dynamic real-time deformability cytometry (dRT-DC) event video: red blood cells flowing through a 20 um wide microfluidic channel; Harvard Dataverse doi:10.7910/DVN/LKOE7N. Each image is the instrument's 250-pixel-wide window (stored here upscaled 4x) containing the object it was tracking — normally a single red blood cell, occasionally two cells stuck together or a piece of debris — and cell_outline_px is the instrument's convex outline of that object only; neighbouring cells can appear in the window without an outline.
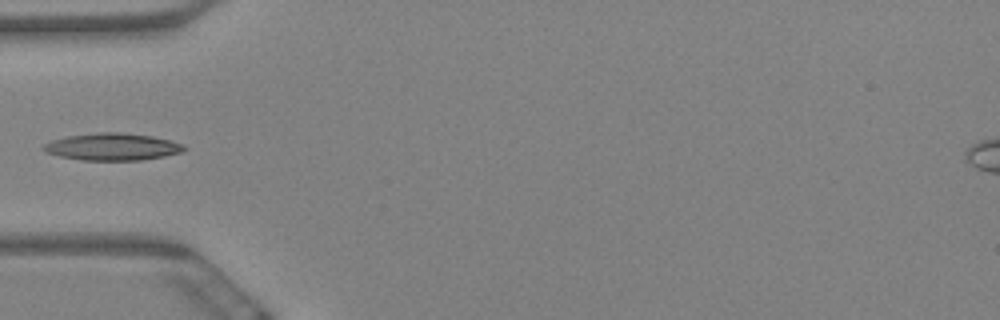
{"species": "Egyptian fruit bat (a non-hibernating species)", "species_latin": "Rousettus aegyptiacus", "temperature_condition": "warm", "stored_images_in_passage": 11, "camera_frame_rate_fps": 3000, "um_per_image_px": 0.085, "animal": {"sex": "female"}, "frame": {"image": 1, "passage_image": 5, "time_ms": 1.333, "image_size_px": [1000, 320], "cell_outline_px": [[188, 148], [184, 152], [164, 156], [140, 160], [80, 160], [60, 156], [44, 152], [40, 148], [44, 144], [52, 140], [68, 136], [100, 132], [120, 132], [152, 136], [168, 140], [180, 144]], "centroid_in_image_um": [9.53, 12.48], "position_along_channel_um": 75.5, "area_um2": 22.2}}
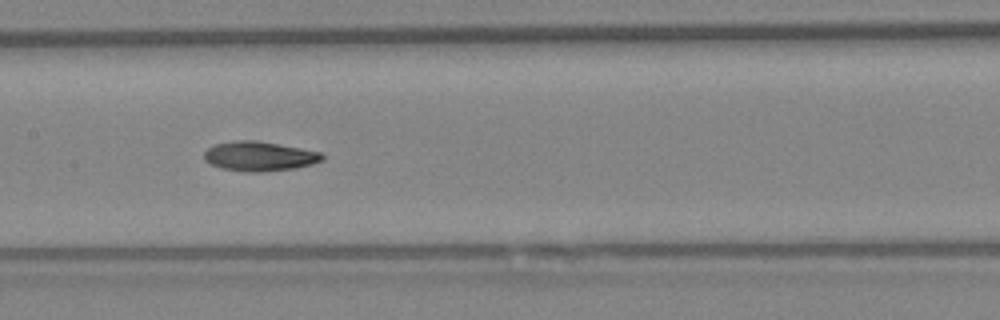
{"frame": {"image": 2, "passage_image": 8, "time_ms": 2.333, "image_size_px": [1000, 320], "cell_outline_px": [[324, 160], [312, 164], [296, 168], [260, 172], [244, 172], [220, 168], [204, 160], [204, 152], [212, 144], [236, 140], [256, 140], [300, 148], [320, 152], [324, 156]], "centroid_in_image_um": [22.02, 13.28], "position_along_channel_um": 185.4, "area_um2": 20.46}}
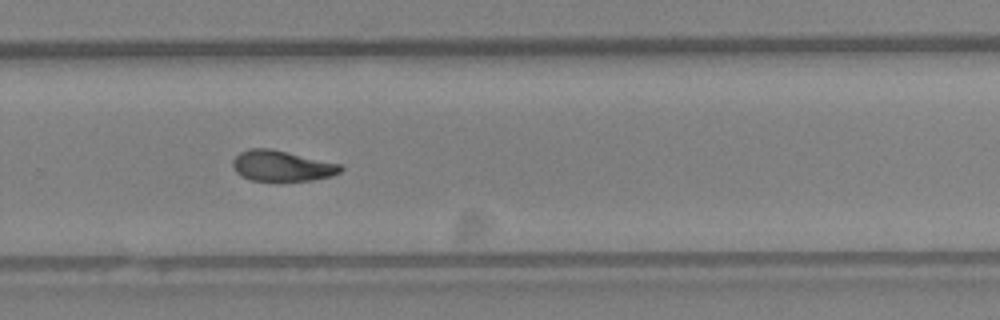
{"frame": {"image": 3, "passage_image": 11, "time_ms": 3.333, "image_size_px": [1000, 320], "cell_outline_px": [[344, 168], [340, 172], [332, 176], [312, 180], [252, 180], [240, 176], [236, 172], [232, 164], [232, 160], [240, 152], [252, 148], [272, 148], [340, 164]], "centroid_in_image_um": [23.95, 14.09], "position_along_channel_um": 305.8, "area_um2": 19.19}}